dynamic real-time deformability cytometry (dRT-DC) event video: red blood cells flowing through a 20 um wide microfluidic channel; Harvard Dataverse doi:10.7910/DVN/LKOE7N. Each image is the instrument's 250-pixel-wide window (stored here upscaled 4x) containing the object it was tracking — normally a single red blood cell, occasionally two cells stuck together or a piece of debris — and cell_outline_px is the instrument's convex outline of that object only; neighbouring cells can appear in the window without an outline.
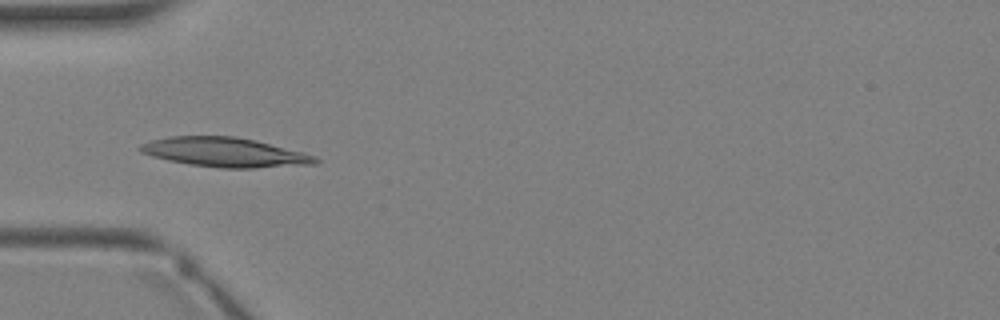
{"species": "Egyptian fruit bat (a non-hibernating species)", "species_latin": "Rousettus aegyptiacus", "temperature_condition": "warm", "stored_images_in_passage": 4, "camera_frame_rate_fps": 3000, "um_per_image_px": 0.085, "animal": {"sex": "female"}, "frame": {"image": 1, "passage_image": 4, "time_ms": 3.333, "image_size_px": [1000, 320], "cell_outline_px": [[320, 160], [316, 164], [256, 168], [220, 168], [188, 164], [168, 160], [152, 156], [140, 152], [136, 148], [140, 144], [152, 140], [168, 136], [236, 136], [256, 140], [304, 152], [316, 156]], "centroid_in_image_um": [19.12, 12.94], "position_along_channel_um": 65.9, "area_um2": 30.29}}